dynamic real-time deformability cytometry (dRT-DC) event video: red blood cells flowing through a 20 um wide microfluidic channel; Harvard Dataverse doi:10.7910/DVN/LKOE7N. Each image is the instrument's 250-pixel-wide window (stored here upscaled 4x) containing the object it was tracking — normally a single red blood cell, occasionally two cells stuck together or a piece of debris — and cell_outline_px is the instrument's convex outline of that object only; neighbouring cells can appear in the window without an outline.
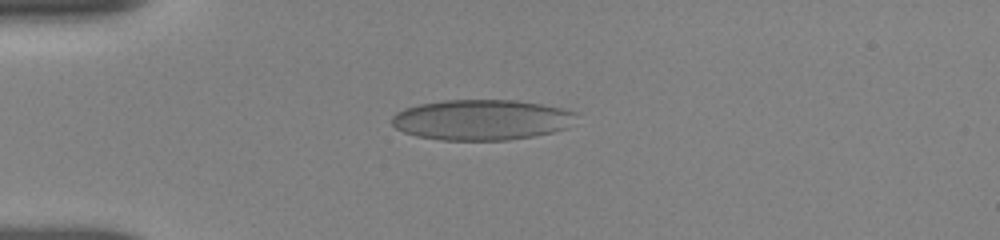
{"species": "human", "species_latin": "Homo sapiens", "temperature_condition": "room temperature", "stored_images_in_passage": 20, "camera_frame_rate_fps": 3000, "um_per_image_px": 0.085, "donor": {"sex": "female"}, "frame": {"image": 1, "passage_image": 1, "time_ms": 0.0, "image_size_px": [1000, 240], "cell_outline_px": [[576, 112], [568, 128], [552, 132], [532, 136], [508, 140], [440, 140], [416, 136], [404, 132], [396, 128], [392, 124], [392, 116], [396, 112], [404, 108], [420, 104], [444, 100], [516, 100], [564, 108]], "centroid_in_image_um": [40.91, 10.18], "position_along_channel_um": 44.1, "area_um2": 43.52}}
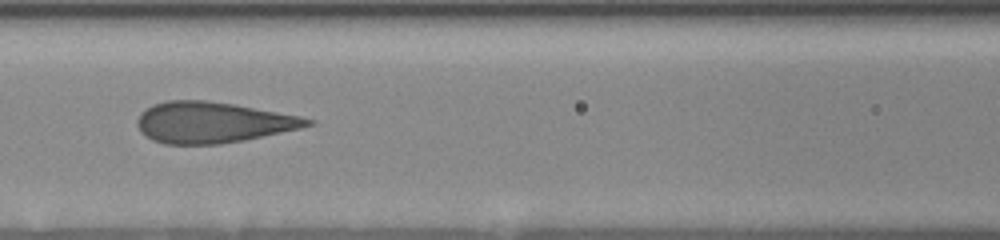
{"frame": {"image": 2, "passage_image": 14, "time_ms": 3.333, "image_size_px": [1000, 240], "cell_outline_px": [[316, 124], [300, 128], [244, 140], [220, 144], [164, 144], [152, 140], [140, 132], [136, 124], [136, 120], [140, 112], [152, 104], [168, 100], [204, 100], [232, 104], [300, 116], [316, 120]], "centroid_in_image_um": [18.04, 10.4], "position_along_channel_um": 148.6, "area_um2": 40.63}}
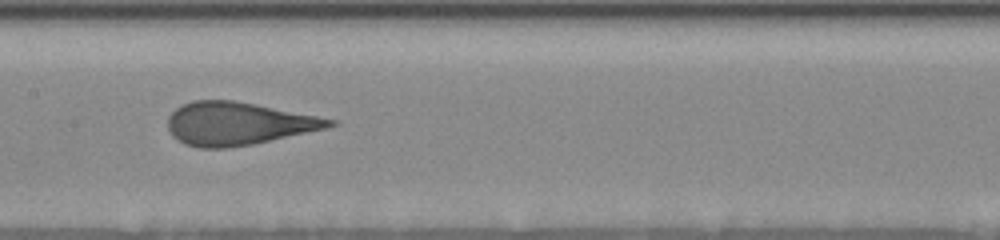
{"frame": {"image": 3, "passage_image": 19, "time_ms": 4.333, "image_size_px": [1000, 240], "cell_outline_px": [[340, 124], [324, 128], [252, 144], [224, 148], [200, 148], [184, 144], [172, 136], [168, 128], [168, 116], [176, 108], [192, 100], [236, 100], [336, 120]], "centroid_in_image_um": [20.18, 10.5], "position_along_channel_um": 187.2, "area_um2": 40.06}}